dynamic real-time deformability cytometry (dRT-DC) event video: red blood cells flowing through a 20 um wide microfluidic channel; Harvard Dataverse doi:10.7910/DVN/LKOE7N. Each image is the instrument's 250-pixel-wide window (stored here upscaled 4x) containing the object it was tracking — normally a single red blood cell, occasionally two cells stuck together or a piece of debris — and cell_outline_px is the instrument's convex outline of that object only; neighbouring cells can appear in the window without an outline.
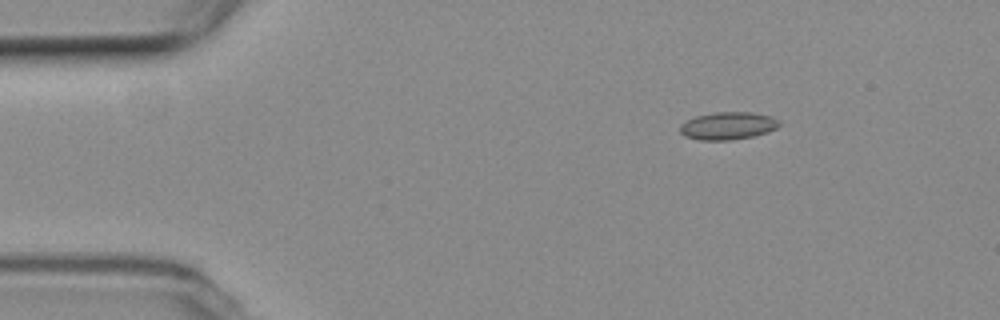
{"species": "common noctule bat (a hibernating species)", "species_latin": "Nyctalus noctula", "temperature_condition": "room temperature", "stored_images_in_passage": 48, "camera_frame_rate_fps": 3000, "um_per_image_px": 0.085, "animal": {"sex": "female", "body_mass_g": 19.3, "forearm_length_mm": 54.1}, "frame": {"image": 1, "passage_image": 1, "time_ms": 0.0, "image_size_px": [1000, 320], "cell_outline_px": [[780, 124], [776, 128], [768, 132], [752, 136], [732, 140], [700, 140], [684, 136], [680, 132], [680, 124], [696, 116], [716, 112], [752, 112], [772, 116], [780, 120]], "centroid_in_image_um": [61.89, 10.69], "position_along_channel_um": 23.1, "area_um2": 16.01}}
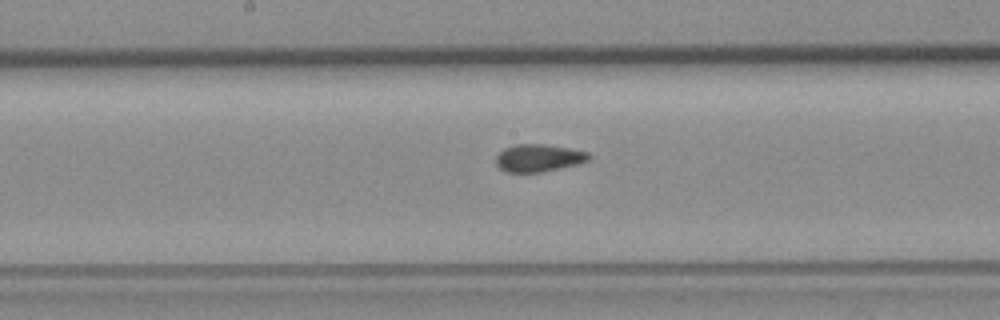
{"frame": {"image": 2, "passage_image": 21, "time_ms": 6.667, "image_size_px": [1000, 320], "cell_outline_px": [[592, 156], [588, 160], [576, 164], [560, 168], [540, 172], [508, 172], [500, 168], [496, 164], [496, 156], [504, 148], [516, 144], [544, 144], [568, 148], [588, 152]], "centroid_in_image_um": [45.77, 13.42], "position_along_channel_um": 202.4, "area_um2": 14.74}}
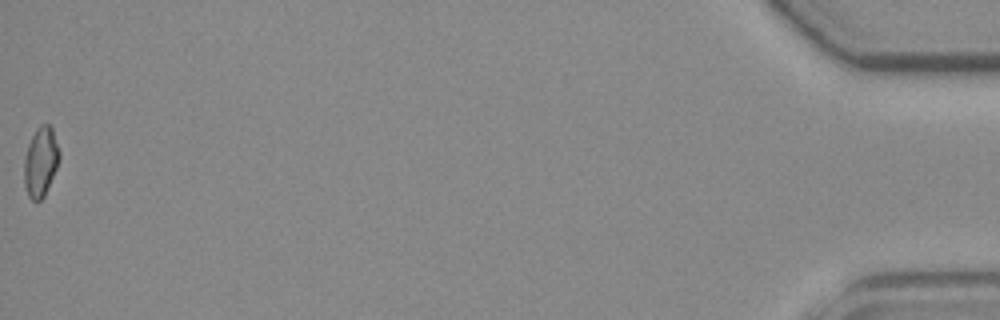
{"frame": {"image": 3, "passage_image": 48, "time_ms": 15.667, "image_size_px": [1000, 320], "cell_outline_px": [[60, 156], [56, 168], [44, 196], [40, 200], [32, 200], [28, 196], [24, 184], [24, 160], [28, 144], [36, 128], [40, 124], [48, 124], [52, 128], [60, 152]], "centroid_in_image_um": [3.45, 13.74], "position_along_channel_um": 431.8, "area_um2": 14.16}, "authors_computed_cell_mechanics": {"area_um2": 14.8546, "velocity_mm_per_s": 3.743, "shape_relaxation_time_tau1_ms": null, "shape_relaxation_time_tau2_ms": 1.9686, "deformation_change_tau1": null, "deformation_change_tau2": 0.0645}}